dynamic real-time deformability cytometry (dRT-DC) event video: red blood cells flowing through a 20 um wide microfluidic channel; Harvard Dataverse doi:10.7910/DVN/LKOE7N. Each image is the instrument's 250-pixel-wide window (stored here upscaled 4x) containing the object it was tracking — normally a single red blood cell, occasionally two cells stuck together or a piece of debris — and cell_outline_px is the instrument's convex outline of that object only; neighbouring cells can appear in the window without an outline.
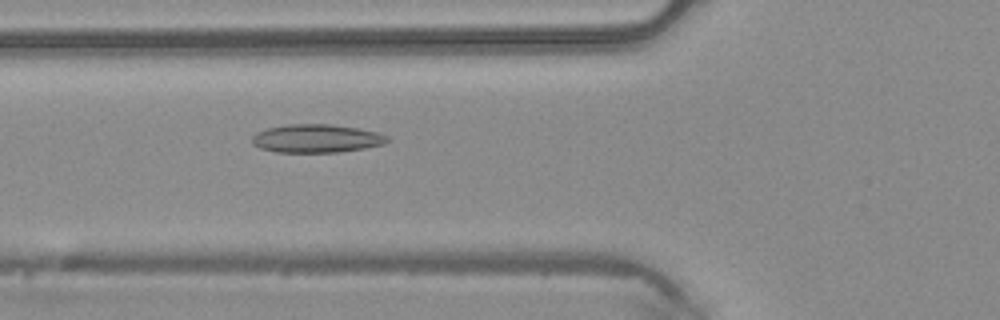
{"species": "common noctule bat (a hibernating species)", "species_latin": "Nyctalus noctula", "temperature_condition": "warm", "stored_images_in_passage": 38, "camera_frame_rate_fps": 3000, "um_per_image_px": 0.085, "animal": {"sex": "male", "body_mass_g": 20.4}, "frame": {"image": 1, "passage_image": 18, "time_ms": 5.667, "image_size_px": [1000, 320], "cell_outline_px": [[392, 140], [384, 144], [364, 148], [340, 152], [276, 152], [260, 148], [252, 144], [252, 136], [256, 132], [268, 128], [288, 124], [332, 124], [360, 128], [376, 132], [388, 136]], "centroid_in_image_um": [26.92, 11.77], "position_along_channel_um": 98.9, "area_um2": 22.48}}
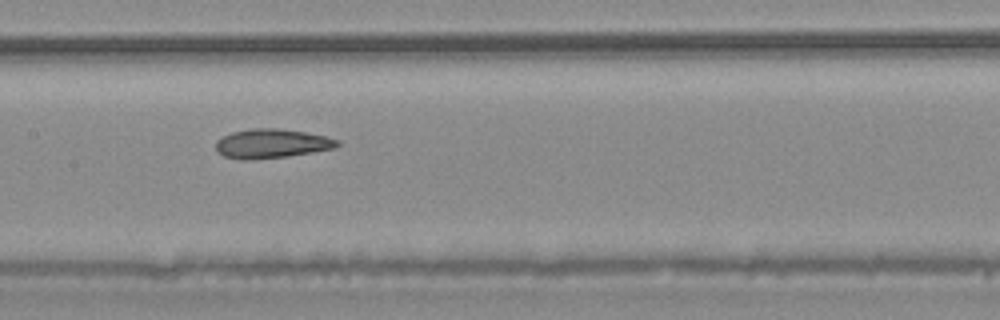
{"frame": {"image": 2, "passage_image": 24, "time_ms": 7.667, "image_size_px": [1000, 320], "cell_outline_px": [[340, 144], [336, 148], [288, 156], [248, 160], [240, 160], [224, 156], [216, 152], [216, 140], [232, 132], [252, 128], [276, 128], [304, 132], [324, 136], [340, 140]], "centroid_in_image_um": [23.07, 12.21], "position_along_channel_um": 184.3, "area_um2": 20.69}}
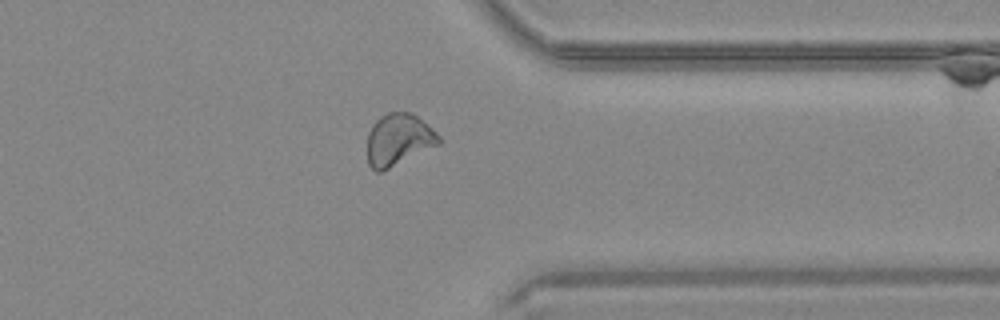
{"frame": {"image": 3, "passage_image": 38, "time_ms": 12.333, "image_size_px": [1000, 320], "cell_outline_px": [[440, 144], [380, 172], [376, 172], [368, 164], [368, 132], [372, 124], [380, 116], [388, 112], [408, 112], [416, 116], [432, 128], [440, 136]], "centroid_in_image_um": [33.86, 11.86], "position_along_channel_um": 377.5, "area_um2": 21.44}, "authors_computed_cell_mechanics": {"area_um2": 21.5016, "velocity_mm_per_s": 4.2398, "shape_relaxation_time_tau1_ms": null, "shape_relaxation_time_tau2_ms": 2.0717, "deformation_change_tau1": null, "deformation_change_tau2": 0.0793}}